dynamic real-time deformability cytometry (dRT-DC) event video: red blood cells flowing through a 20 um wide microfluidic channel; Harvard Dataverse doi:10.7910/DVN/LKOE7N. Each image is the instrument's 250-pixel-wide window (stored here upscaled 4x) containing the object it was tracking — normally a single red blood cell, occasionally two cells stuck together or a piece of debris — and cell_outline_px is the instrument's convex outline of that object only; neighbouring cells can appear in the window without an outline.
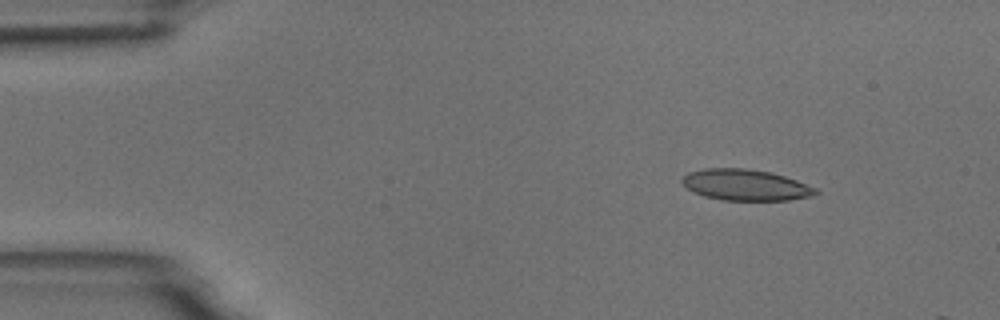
{"species": "common noctule bat (a hibernating species)", "species_latin": "Nyctalus noctula", "temperature_condition": "room temperature", "stored_images_in_passage": 4, "camera_frame_rate_fps": 3000, "um_per_image_px": 0.085, "animal": {"sex": "male", "body_mass_g": 18.8}, "frame": {"image": 1, "passage_image": 2, "time_ms": 1.333, "image_size_px": [1000, 320], "cell_outline_px": [[820, 192], [812, 196], [788, 200], [724, 200], [704, 196], [692, 192], [680, 180], [688, 172], [704, 168], [744, 168], [768, 172], [784, 176], [796, 180], [816, 188]], "centroid_in_image_um": [63.35, 15.72], "position_along_channel_um": 21.6, "area_um2": 24.1}}